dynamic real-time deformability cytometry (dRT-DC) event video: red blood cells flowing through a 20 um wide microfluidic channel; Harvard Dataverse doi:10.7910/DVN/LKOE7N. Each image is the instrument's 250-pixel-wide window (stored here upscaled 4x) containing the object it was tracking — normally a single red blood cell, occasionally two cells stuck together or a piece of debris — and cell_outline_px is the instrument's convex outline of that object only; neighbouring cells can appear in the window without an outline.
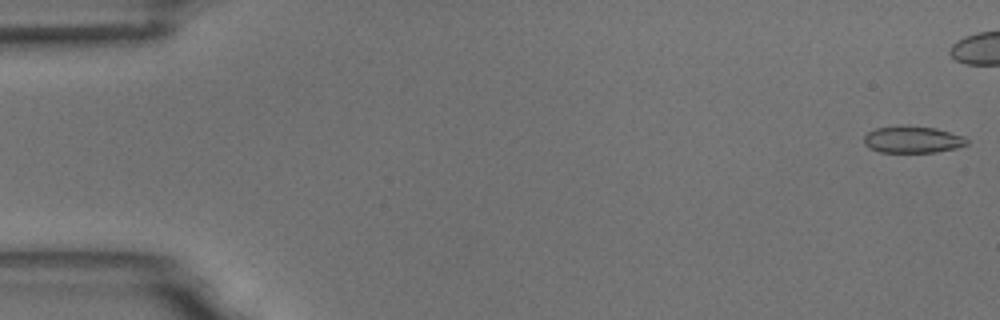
{"species": "common noctule bat (a hibernating species)", "species_latin": "Nyctalus noctula", "temperature_condition": "room temperature", "stored_images_in_passage": 6, "camera_frame_rate_fps": 3000, "um_per_image_px": 0.085, "animal": {"sex": "male", "body_mass_g": 18.8}, "frame": {"image": 1, "passage_image": 1, "time_ms": 0.0, "image_size_px": [1000, 320], "cell_outline_px": [[968, 144], [956, 148], [936, 152], [880, 152], [868, 148], [864, 144], [864, 136], [868, 132], [876, 128], [936, 128], [964, 136], [968, 140]], "centroid_in_image_um": [77.59, 11.91], "position_along_channel_um": 7.4, "area_um2": 15.49}}